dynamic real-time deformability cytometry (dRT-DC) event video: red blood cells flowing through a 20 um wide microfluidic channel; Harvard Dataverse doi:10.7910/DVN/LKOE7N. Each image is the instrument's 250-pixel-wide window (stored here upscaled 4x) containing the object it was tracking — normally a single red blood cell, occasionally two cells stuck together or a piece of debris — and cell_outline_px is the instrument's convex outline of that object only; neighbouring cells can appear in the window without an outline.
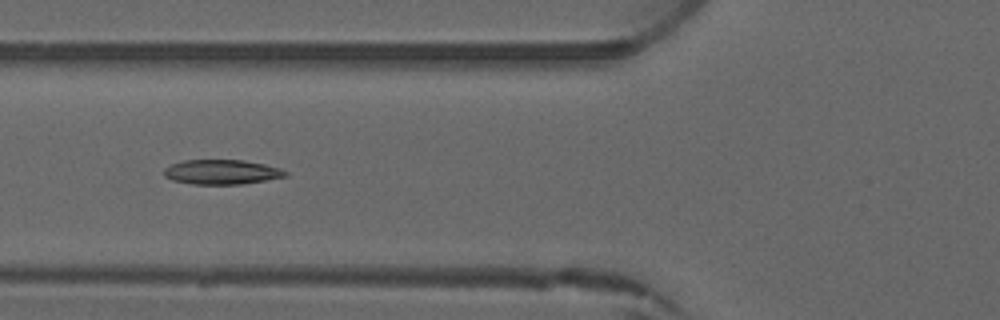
{"species": "common noctule bat (a hibernating species)", "species_latin": "Nyctalus noctula", "temperature_condition": "warm", "stored_images_in_passage": 4, "camera_frame_rate_fps": 3000, "um_per_image_px": 0.085, "animal": {"sex": "male", "forearm_length_mm": 52.5}, "frame": {"image": 1, "passage_image": 4, "time_ms": 3.667, "image_size_px": [1000, 320], "cell_outline_px": [[288, 176], [244, 184], [192, 184], [172, 180], [164, 176], [164, 168], [172, 164], [184, 160], [244, 160], [264, 164], [280, 168], [288, 172]], "centroid_in_image_um": [18.86, 14.62], "position_along_channel_um": 106.9, "area_um2": 17.51}}